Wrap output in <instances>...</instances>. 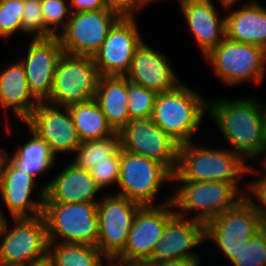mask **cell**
I'll return each instance as SVG.
<instances>
[{
	"mask_svg": "<svg viewBox=\"0 0 266 266\" xmlns=\"http://www.w3.org/2000/svg\"><path fill=\"white\" fill-rule=\"evenodd\" d=\"M255 95L242 98H208V115L231 151L247 163L266 154L262 101Z\"/></svg>",
	"mask_w": 266,
	"mask_h": 266,
	"instance_id": "1",
	"label": "cell"
},
{
	"mask_svg": "<svg viewBox=\"0 0 266 266\" xmlns=\"http://www.w3.org/2000/svg\"><path fill=\"white\" fill-rule=\"evenodd\" d=\"M173 185L171 202L176 215L205 225L234 208L244 199L246 189V183L182 181L175 173Z\"/></svg>",
	"mask_w": 266,
	"mask_h": 266,
	"instance_id": "2",
	"label": "cell"
},
{
	"mask_svg": "<svg viewBox=\"0 0 266 266\" xmlns=\"http://www.w3.org/2000/svg\"><path fill=\"white\" fill-rule=\"evenodd\" d=\"M186 82L158 93L152 121L179 145L193 142L203 120L208 116V99ZM207 114V115H206Z\"/></svg>",
	"mask_w": 266,
	"mask_h": 266,
	"instance_id": "3",
	"label": "cell"
},
{
	"mask_svg": "<svg viewBox=\"0 0 266 266\" xmlns=\"http://www.w3.org/2000/svg\"><path fill=\"white\" fill-rule=\"evenodd\" d=\"M200 144L193 141L179 145L175 174L182 181L246 183L248 163L238 153L223 145Z\"/></svg>",
	"mask_w": 266,
	"mask_h": 266,
	"instance_id": "4",
	"label": "cell"
},
{
	"mask_svg": "<svg viewBox=\"0 0 266 266\" xmlns=\"http://www.w3.org/2000/svg\"><path fill=\"white\" fill-rule=\"evenodd\" d=\"M203 59L218 82L229 88L249 82L259 87L266 77V49L258 45L226 37Z\"/></svg>",
	"mask_w": 266,
	"mask_h": 266,
	"instance_id": "5",
	"label": "cell"
},
{
	"mask_svg": "<svg viewBox=\"0 0 266 266\" xmlns=\"http://www.w3.org/2000/svg\"><path fill=\"white\" fill-rule=\"evenodd\" d=\"M172 182L173 173L162 163L121 150L119 180L112 193L142 206L162 205L172 201V190H169L171 195L159 201L161 188L167 184L171 185Z\"/></svg>",
	"mask_w": 266,
	"mask_h": 266,
	"instance_id": "6",
	"label": "cell"
},
{
	"mask_svg": "<svg viewBox=\"0 0 266 266\" xmlns=\"http://www.w3.org/2000/svg\"><path fill=\"white\" fill-rule=\"evenodd\" d=\"M98 202L44 203L49 243L97 245Z\"/></svg>",
	"mask_w": 266,
	"mask_h": 266,
	"instance_id": "7",
	"label": "cell"
},
{
	"mask_svg": "<svg viewBox=\"0 0 266 266\" xmlns=\"http://www.w3.org/2000/svg\"><path fill=\"white\" fill-rule=\"evenodd\" d=\"M99 78L93 57L64 53L57 63L49 97L44 102L68 107L95 99Z\"/></svg>",
	"mask_w": 266,
	"mask_h": 266,
	"instance_id": "8",
	"label": "cell"
},
{
	"mask_svg": "<svg viewBox=\"0 0 266 266\" xmlns=\"http://www.w3.org/2000/svg\"><path fill=\"white\" fill-rule=\"evenodd\" d=\"M11 221L13 227L8 217L0 228V264L29 266L48 256L49 241L43 215Z\"/></svg>",
	"mask_w": 266,
	"mask_h": 266,
	"instance_id": "9",
	"label": "cell"
},
{
	"mask_svg": "<svg viewBox=\"0 0 266 266\" xmlns=\"http://www.w3.org/2000/svg\"><path fill=\"white\" fill-rule=\"evenodd\" d=\"M266 223L253 207L242 199L234 208L225 211L205 225V243L231 261L248 243L253 234ZM210 243V244H208Z\"/></svg>",
	"mask_w": 266,
	"mask_h": 266,
	"instance_id": "10",
	"label": "cell"
},
{
	"mask_svg": "<svg viewBox=\"0 0 266 266\" xmlns=\"http://www.w3.org/2000/svg\"><path fill=\"white\" fill-rule=\"evenodd\" d=\"M120 18L107 8L71 13L65 28L57 36L63 52L72 56L93 57Z\"/></svg>",
	"mask_w": 266,
	"mask_h": 266,
	"instance_id": "11",
	"label": "cell"
},
{
	"mask_svg": "<svg viewBox=\"0 0 266 266\" xmlns=\"http://www.w3.org/2000/svg\"><path fill=\"white\" fill-rule=\"evenodd\" d=\"M142 205L112 193L98 201L97 247L105 257L118 256L125 248L137 210Z\"/></svg>",
	"mask_w": 266,
	"mask_h": 266,
	"instance_id": "12",
	"label": "cell"
},
{
	"mask_svg": "<svg viewBox=\"0 0 266 266\" xmlns=\"http://www.w3.org/2000/svg\"><path fill=\"white\" fill-rule=\"evenodd\" d=\"M118 133L121 150L153 159L165 165L173 174L176 172L179 144L151 118L131 120Z\"/></svg>",
	"mask_w": 266,
	"mask_h": 266,
	"instance_id": "13",
	"label": "cell"
},
{
	"mask_svg": "<svg viewBox=\"0 0 266 266\" xmlns=\"http://www.w3.org/2000/svg\"><path fill=\"white\" fill-rule=\"evenodd\" d=\"M24 123L48 144L56 158L60 154L72 156L81 143L68 107L39 102Z\"/></svg>",
	"mask_w": 266,
	"mask_h": 266,
	"instance_id": "14",
	"label": "cell"
},
{
	"mask_svg": "<svg viewBox=\"0 0 266 266\" xmlns=\"http://www.w3.org/2000/svg\"><path fill=\"white\" fill-rule=\"evenodd\" d=\"M137 18H120L110 29L93 60L100 76L125 77L134 51L142 42Z\"/></svg>",
	"mask_w": 266,
	"mask_h": 266,
	"instance_id": "15",
	"label": "cell"
},
{
	"mask_svg": "<svg viewBox=\"0 0 266 266\" xmlns=\"http://www.w3.org/2000/svg\"><path fill=\"white\" fill-rule=\"evenodd\" d=\"M39 185V181L27 172L16 169L9 161L4 169V176L0 185V209L3 217L9 218H35L43 215L45 201V187ZM37 189V190H36ZM37 191L36 198L33 193ZM4 208V209H3Z\"/></svg>",
	"mask_w": 266,
	"mask_h": 266,
	"instance_id": "16",
	"label": "cell"
},
{
	"mask_svg": "<svg viewBox=\"0 0 266 266\" xmlns=\"http://www.w3.org/2000/svg\"><path fill=\"white\" fill-rule=\"evenodd\" d=\"M176 215L172 202L141 206L134 217L124 250L125 259L147 260L165 232L167 223Z\"/></svg>",
	"mask_w": 266,
	"mask_h": 266,
	"instance_id": "17",
	"label": "cell"
},
{
	"mask_svg": "<svg viewBox=\"0 0 266 266\" xmlns=\"http://www.w3.org/2000/svg\"><path fill=\"white\" fill-rule=\"evenodd\" d=\"M25 54L19 60L24 67L26 80L32 95L44 102L52 89L55 69L64 54L57 36L31 38Z\"/></svg>",
	"mask_w": 266,
	"mask_h": 266,
	"instance_id": "18",
	"label": "cell"
},
{
	"mask_svg": "<svg viewBox=\"0 0 266 266\" xmlns=\"http://www.w3.org/2000/svg\"><path fill=\"white\" fill-rule=\"evenodd\" d=\"M178 76L170 57L166 53L155 50V47L153 48L146 39H143L134 51L132 63L125 78L158 94L175 89L182 84L184 81Z\"/></svg>",
	"mask_w": 266,
	"mask_h": 266,
	"instance_id": "19",
	"label": "cell"
},
{
	"mask_svg": "<svg viewBox=\"0 0 266 266\" xmlns=\"http://www.w3.org/2000/svg\"><path fill=\"white\" fill-rule=\"evenodd\" d=\"M205 224L175 215L165 227V232L154 246L149 263L180 258H200L199 247L205 244ZM200 254H199V253Z\"/></svg>",
	"mask_w": 266,
	"mask_h": 266,
	"instance_id": "20",
	"label": "cell"
},
{
	"mask_svg": "<svg viewBox=\"0 0 266 266\" xmlns=\"http://www.w3.org/2000/svg\"><path fill=\"white\" fill-rule=\"evenodd\" d=\"M218 7L212 0H185L178 7L203 57L226 38L225 10Z\"/></svg>",
	"mask_w": 266,
	"mask_h": 266,
	"instance_id": "21",
	"label": "cell"
},
{
	"mask_svg": "<svg viewBox=\"0 0 266 266\" xmlns=\"http://www.w3.org/2000/svg\"><path fill=\"white\" fill-rule=\"evenodd\" d=\"M61 169L53 178L42 183L45 187L44 203L98 202L102 198L98 194L104 193L95 183L90 170L76 166L71 160Z\"/></svg>",
	"mask_w": 266,
	"mask_h": 266,
	"instance_id": "22",
	"label": "cell"
},
{
	"mask_svg": "<svg viewBox=\"0 0 266 266\" xmlns=\"http://www.w3.org/2000/svg\"><path fill=\"white\" fill-rule=\"evenodd\" d=\"M39 101L30 92L24 67L18 60L0 70V108L3 111L4 124L10 123L11 111L16 117L12 120L24 122L38 105Z\"/></svg>",
	"mask_w": 266,
	"mask_h": 266,
	"instance_id": "23",
	"label": "cell"
},
{
	"mask_svg": "<svg viewBox=\"0 0 266 266\" xmlns=\"http://www.w3.org/2000/svg\"><path fill=\"white\" fill-rule=\"evenodd\" d=\"M5 126L4 130L7 135H12L13 133L24 134L23 131H27L30 136L28 140L17 144L18 146L15 148L12 153L8 152V161L16 168L21 169L27 174L34 176L36 179H40L38 177H43L52 169L56 168V163L58 158H56L50 151L48 144L38 137L33 131L29 128L25 130L26 127L17 126V124L13 127L10 123L3 125ZM15 132H12V131ZM57 159V160H56ZM54 167V168H53ZM46 173V174H45Z\"/></svg>",
	"mask_w": 266,
	"mask_h": 266,
	"instance_id": "24",
	"label": "cell"
},
{
	"mask_svg": "<svg viewBox=\"0 0 266 266\" xmlns=\"http://www.w3.org/2000/svg\"><path fill=\"white\" fill-rule=\"evenodd\" d=\"M238 7V8H237ZM226 37L266 49V6L254 3L225 10Z\"/></svg>",
	"mask_w": 266,
	"mask_h": 266,
	"instance_id": "25",
	"label": "cell"
},
{
	"mask_svg": "<svg viewBox=\"0 0 266 266\" xmlns=\"http://www.w3.org/2000/svg\"><path fill=\"white\" fill-rule=\"evenodd\" d=\"M95 100L116 132L130 122L125 77L100 76Z\"/></svg>",
	"mask_w": 266,
	"mask_h": 266,
	"instance_id": "26",
	"label": "cell"
},
{
	"mask_svg": "<svg viewBox=\"0 0 266 266\" xmlns=\"http://www.w3.org/2000/svg\"><path fill=\"white\" fill-rule=\"evenodd\" d=\"M81 142L110 137L116 133L95 99L68 106Z\"/></svg>",
	"mask_w": 266,
	"mask_h": 266,
	"instance_id": "27",
	"label": "cell"
},
{
	"mask_svg": "<svg viewBox=\"0 0 266 266\" xmlns=\"http://www.w3.org/2000/svg\"><path fill=\"white\" fill-rule=\"evenodd\" d=\"M48 257L54 266H102L105 256L89 244L49 243Z\"/></svg>",
	"mask_w": 266,
	"mask_h": 266,
	"instance_id": "28",
	"label": "cell"
},
{
	"mask_svg": "<svg viewBox=\"0 0 266 266\" xmlns=\"http://www.w3.org/2000/svg\"><path fill=\"white\" fill-rule=\"evenodd\" d=\"M120 150L121 139L116 132L110 137L81 142L70 160L80 168L91 170L94 165L107 161V158L115 156Z\"/></svg>",
	"mask_w": 266,
	"mask_h": 266,
	"instance_id": "29",
	"label": "cell"
},
{
	"mask_svg": "<svg viewBox=\"0 0 266 266\" xmlns=\"http://www.w3.org/2000/svg\"><path fill=\"white\" fill-rule=\"evenodd\" d=\"M246 177L248 178L244 199L266 223V171L257 162H250L247 166Z\"/></svg>",
	"mask_w": 266,
	"mask_h": 266,
	"instance_id": "30",
	"label": "cell"
},
{
	"mask_svg": "<svg viewBox=\"0 0 266 266\" xmlns=\"http://www.w3.org/2000/svg\"><path fill=\"white\" fill-rule=\"evenodd\" d=\"M157 93L127 80V99L129 119L151 118Z\"/></svg>",
	"mask_w": 266,
	"mask_h": 266,
	"instance_id": "31",
	"label": "cell"
},
{
	"mask_svg": "<svg viewBox=\"0 0 266 266\" xmlns=\"http://www.w3.org/2000/svg\"><path fill=\"white\" fill-rule=\"evenodd\" d=\"M45 38L58 36L71 17L68 0H41Z\"/></svg>",
	"mask_w": 266,
	"mask_h": 266,
	"instance_id": "32",
	"label": "cell"
},
{
	"mask_svg": "<svg viewBox=\"0 0 266 266\" xmlns=\"http://www.w3.org/2000/svg\"><path fill=\"white\" fill-rule=\"evenodd\" d=\"M231 263L233 266H266V224L252 235Z\"/></svg>",
	"mask_w": 266,
	"mask_h": 266,
	"instance_id": "33",
	"label": "cell"
},
{
	"mask_svg": "<svg viewBox=\"0 0 266 266\" xmlns=\"http://www.w3.org/2000/svg\"><path fill=\"white\" fill-rule=\"evenodd\" d=\"M24 0H0V38H13L23 33L22 14ZM19 31V32H18Z\"/></svg>",
	"mask_w": 266,
	"mask_h": 266,
	"instance_id": "34",
	"label": "cell"
},
{
	"mask_svg": "<svg viewBox=\"0 0 266 266\" xmlns=\"http://www.w3.org/2000/svg\"><path fill=\"white\" fill-rule=\"evenodd\" d=\"M120 163L121 150L115 156L107 158V161H101L91 168L90 173L102 192L107 191L106 188L108 187H110L108 189L111 191V187L117 186L120 175Z\"/></svg>",
	"mask_w": 266,
	"mask_h": 266,
	"instance_id": "35",
	"label": "cell"
},
{
	"mask_svg": "<svg viewBox=\"0 0 266 266\" xmlns=\"http://www.w3.org/2000/svg\"><path fill=\"white\" fill-rule=\"evenodd\" d=\"M23 8V34L32 35V38H45L41 0H24Z\"/></svg>",
	"mask_w": 266,
	"mask_h": 266,
	"instance_id": "36",
	"label": "cell"
},
{
	"mask_svg": "<svg viewBox=\"0 0 266 266\" xmlns=\"http://www.w3.org/2000/svg\"><path fill=\"white\" fill-rule=\"evenodd\" d=\"M106 8L121 18H137L143 8L142 0H105Z\"/></svg>",
	"mask_w": 266,
	"mask_h": 266,
	"instance_id": "37",
	"label": "cell"
},
{
	"mask_svg": "<svg viewBox=\"0 0 266 266\" xmlns=\"http://www.w3.org/2000/svg\"><path fill=\"white\" fill-rule=\"evenodd\" d=\"M71 13L96 11L106 8L105 0H68Z\"/></svg>",
	"mask_w": 266,
	"mask_h": 266,
	"instance_id": "38",
	"label": "cell"
},
{
	"mask_svg": "<svg viewBox=\"0 0 266 266\" xmlns=\"http://www.w3.org/2000/svg\"><path fill=\"white\" fill-rule=\"evenodd\" d=\"M102 266H150L147 260L125 259L120 256L106 257Z\"/></svg>",
	"mask_w": 266,
	"mask_h": 266,
	"instance_id": "39",
	"label": "cell"
},
{
	"mask_svg": "<svg viewBox=\"0 0 266 266\" xmlns=\"http://www.w3.org/2000/svg\"><path fill=\"white\" fill-rule=\"evenodd\" d=\"M201 258H180L165 262L150 263V266H202Z\"/></svg>",
	"mask_w": 266,
	"mask_h": 266,
	"instance_id": "40",
	"label": "cell"
},
{
	"mask_svg": "<svg viewBox=\"0 0 266 266\" xmlns=\"http://www.w3.org/2000/svg\"><path fill=\"white\" fill-rule=\"evenodd\" d=\"M212 1H214V2L216 1L217 5H218V3L221 4V7H220L221 10L222 9L226 10V9H229V8H235L237 4H238V6L239 5L240 6H246V5H251V4L260 2V0L259 1H257V0H248V1L247 0H243L244 2L242 0H218V1L217 0H212Z\"/></svg>",
	"mask_w": 266,
	"mask_h": 266,
	"instance_id": "41",
	"label": "cell"
},
{
	"mask_svg": "<svg viewBox=\"0 0 266 266\" xmlns=\"http://www.w3.org/2000/svg\"><path fill=\"white\" fill-rule=\"evenodd\" d=\"M29 266H54L53 261L47 256L42 260L35 261Z\"/></svg>",
	"mask_w": 266,
	"mask_h": 266,
	"instance_id": "42",
	"label": "cell"
},
{
	"mask_svg": "<svg viewBox=\"0 0 266 266\" xmlns=\"http://www.w3.org/2000/svg\"><path fill=\"white\" fill-rule=\"evenodd\" d=\"M263 101L262 103V116H263V130H264V141L266 147V102Z\"/></svg>",
	"mask_w": 266,
	"mask_h": 266,
	"instance_id": "43",
	"label": "cell"
},
{
	"mask_svg": "<svg viewBox=\"0 0 266 266\" xmlns=\"http://www.w3.org/2000/svg\"><path fill=\"white\" fill-rule=\"evenodd\" d=\"M8 152L6 149L0 147V164H7L8 162Z\"/></svg>",
	"mask_w": 266,
	"mask_h": 266,
	"instance_id": "44",
	"label": "cell"
},
{
	"mask_svg": "<svg viewBox=\"0 0 266 266\" xmlns=\"http://www.w3.org/2000/svg\"><path fill=\"white\" fill-rule=\"evenodd\" d=\"M155 1L160 2L161 0H142L143 8H147L148 5H151V3H154ZM184 1L185 0H177L179 7Z\"/></svg>",
	"mask_w": 266,
	"mask_h": 266,
	"instance_id": "45",
	"label": "cell"
},
{
	"mask_svg": "<svg viewBox=\"0 0 266 266\" xmlns=\"http://www.w3.org/2000/svg\"><path fill=\"white\" fill-rule=\"evenodd\" d=\"M259 160L257 161V163L266 171V154L261 156V158Z\"/></svg>",
	"mask_w": 266,
	"mask_h": 266,
	"instance_id": "46",
	"label": "cell"
},
{
	"mask_svg": "<svg viewBox=\"0 0 266 266\" xmlns=\"http://www.w3.org/2000/svg\"><path fill=\"white\" fill-rule=\"evenodd\" d=\"M5 166H6V164H0V185H1L2 180H3Z\"/></svg>",
	"mask_w": 266,
	"mask_h": 266,
	"instance_id": "47",
	"label": "cell"
},
{
	"mask_svg": "<svg viewBox=\"0 0 266 266\" xmlns=\"http://www.w3.org/2000/svg\"><path fill=\"white\" fill-rule=\"evenodd\" d=\"M4 220H5V218L3 217L2 212H1V209H0V228H1Z\"/></svg>",
	"mask_w": 266,
	"mask_h": 266,
	"instance_id": "48",
	"label": "cell"
},
{
	"mask_svg": "<svg viewBox=\"0 0 266 266\" xmlns=\"http://www.w3.org/2000/svg\"><path fill=\"white\" fill-rule=\"evenodd\" d=\"M0 266H26V265H17V264H0Z\"/></svg>",
	"mask_w": 266,
	"mask_h": 266,
	"instance_id": "49",
	"label": "cell"
}]
</instances>
